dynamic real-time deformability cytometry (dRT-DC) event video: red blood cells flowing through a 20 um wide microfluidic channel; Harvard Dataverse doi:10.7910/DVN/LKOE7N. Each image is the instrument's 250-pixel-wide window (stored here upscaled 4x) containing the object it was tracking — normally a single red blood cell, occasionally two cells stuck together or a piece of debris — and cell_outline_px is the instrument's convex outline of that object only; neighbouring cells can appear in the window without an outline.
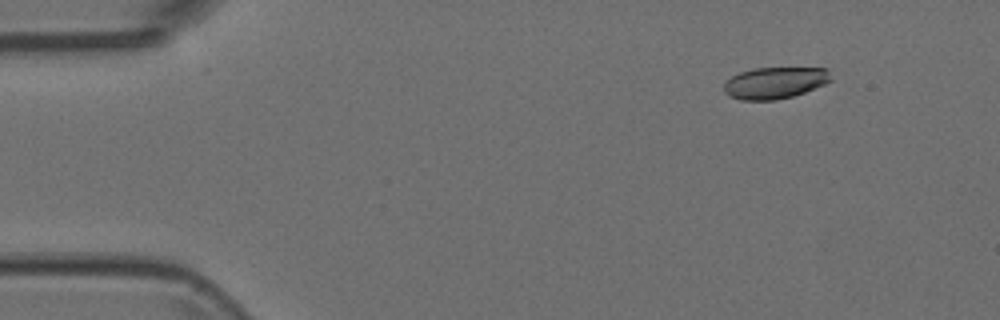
{"species": "Egyptian fruit bat (a non-hibernating species)", "species_latin": "Rousettus aegyptiacus", "temperature_condition": "room temperature", "stored_images_in_passage": 6, "camera_frame_rate_fps": 3000, "um_per_image_px": 0.085, "animal": {"sex": "female"}, "frame": {"image": 1, "passage_image": 1, "time_ms": 0.0, "image_size_px": [1000, 320], "cell_outline_px": [[832, 80], [824, 84], [804, 92], [792, 96], [776, 100], [740, 100], [728, 96], [724, 92], [724, 84], [732, 76], [740, 72], [756, 68], [828, 68]], "centroid_in_image_um": [65.85, 7.04], "position_along_channel_um": 19.1, "area_um2": 19.65}}
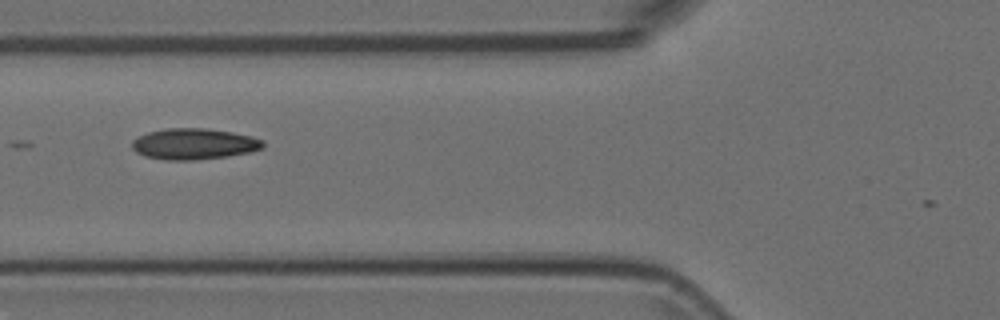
{"frame": {"image": 2, "passage_image": 5, "time_ms": 1.333, "image_size_px": [1000, 320], "cell_outline_px": [[264, 148], [252, 152], [228, 156], [196, 160], [168, 160], [144, 156], [136, 152], [132, 148], [132, 140], [148, 132], [168, 128], [204, 128], [232, 132], [252, 136], [264, 140]], "centroid_in_image_um": [16.52, 12.24], "position_along_channel_um": 109.3, "area_um2": 23.81}}
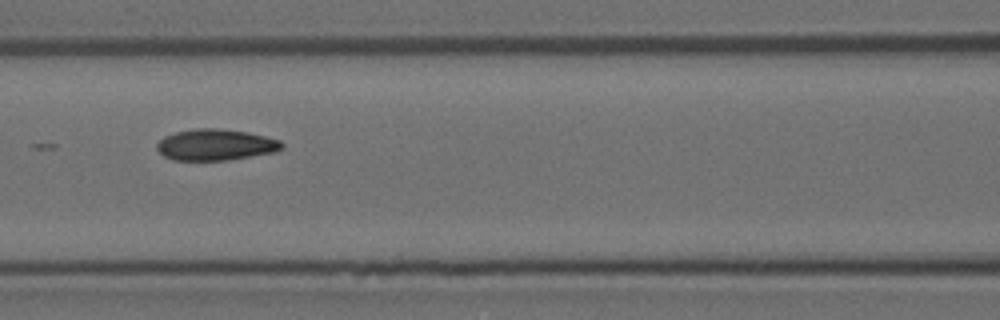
{"frame": {"image": 3, "passage_image": 6, "time_ms": 1.667, "image_size_px": [1000, 320], "cell_outline_px": [[284, 148], [272, 152], [228, 160], [172, 160], [164, 156], [156, 148], [156, 144], [164, 136], [176, 132], [196, 128], [216, 128], [248, 132], [280, 140], [284, 144]], "centroid_in_image_um": [18.31, 12.3], "position_along_channel_um": 148.3, "area_um2": 22.66}}